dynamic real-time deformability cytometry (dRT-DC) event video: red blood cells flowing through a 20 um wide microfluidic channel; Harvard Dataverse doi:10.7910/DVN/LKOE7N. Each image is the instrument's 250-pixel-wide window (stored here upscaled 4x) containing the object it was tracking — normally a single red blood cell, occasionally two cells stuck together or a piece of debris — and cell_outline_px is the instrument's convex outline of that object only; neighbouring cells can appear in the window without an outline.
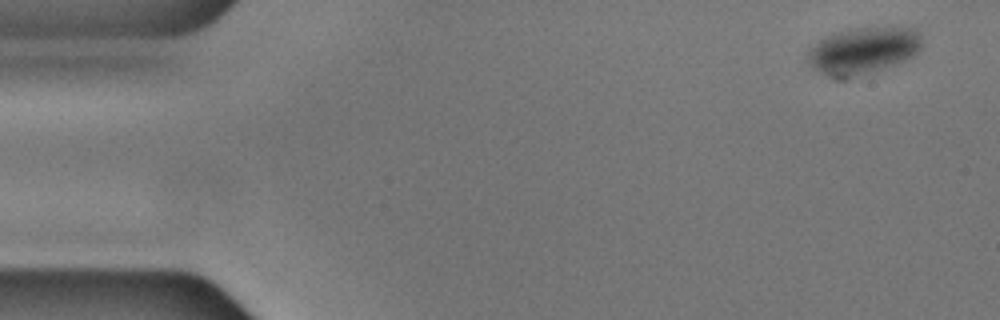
{"species": "common noctule bat (a hibernating species)", "species_latin": "Nyctalus noctula", "temperature_condition": "cold", "stored_images_in_passage": 15, "camera_frame_rate_fps": 3000, "um_per_image_px": 0.085, "animal": {"sex": "male", "body_mass_g": 17.9, "forearm_length_mm": 54.2}, "frame": {"image": 1, "passage_image": 1, "time_ms": 0.0, "image_size_px": [1000, 320], "cell_outline_px": [[920, 48], [912, 56], [904, 60], [844, 80], [840, 80], [828, 76], [812, 68], [808, 64], [808, 52], [820, 40], [836, 32], [856, 28], [916, 28], [920, 36]], "centroid_in_image_um": [73.32, 4.32], "position_along_channel_um": 11.7, "area_um2": 30.46}}
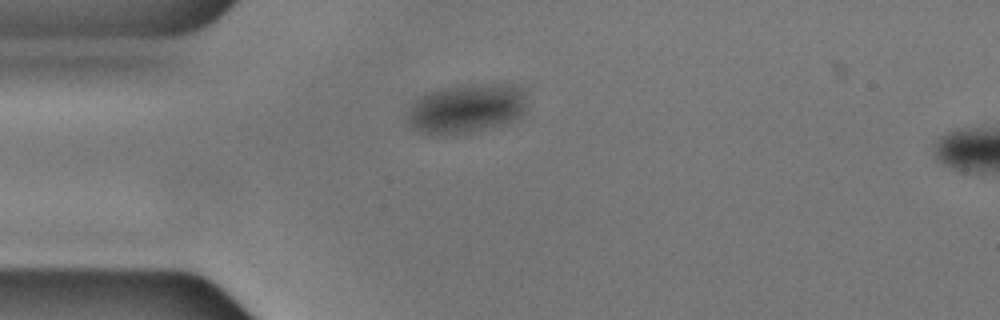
{"frame": {"image": 2, "passage_image": 12, "time_ms": 3.667, "image_size_px": [1000, 320], "cell_outline_px": [[524, 112], [520, 116], [500, 124], [484, 128], [464, 132], [424, 132], [412, 128], [408, 124], [408, 108], [412, 100], [424, 92], [440, 88], [468, 84], [520, 84], [524, 88]], "centroid_in_image_um": [39.61, 9.14], "position_along_channel_um": 45.4, "area_um2": 33.87}}